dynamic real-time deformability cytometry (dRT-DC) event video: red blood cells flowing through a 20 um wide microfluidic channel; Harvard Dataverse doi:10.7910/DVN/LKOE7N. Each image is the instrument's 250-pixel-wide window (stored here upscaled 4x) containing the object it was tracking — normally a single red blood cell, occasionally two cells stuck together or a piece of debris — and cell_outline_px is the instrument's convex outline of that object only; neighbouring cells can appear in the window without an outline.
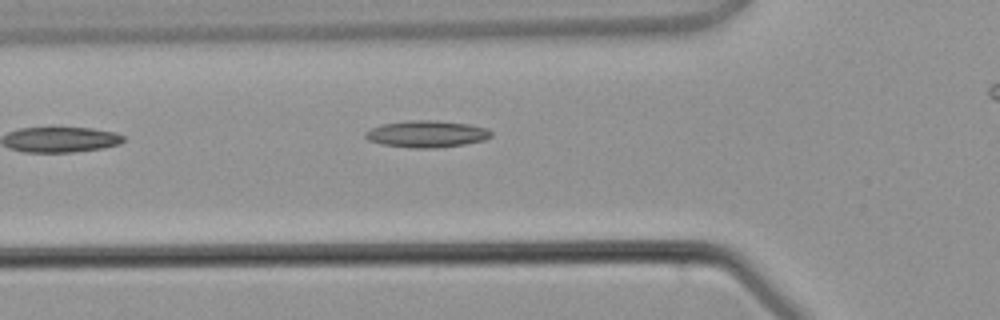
{"species": "common noctule bat (a hibernating species)", "species_latin": "Nyctalus noctula", "temperature_condition": "warm", "stored_images_in_passage": 3, "segment_of_instrument_passage": [1, 2], "camera_frame_rate_fps": 3000, "um_per_image_px": 0.085, "animal": {"sex": "male", "body_mass_g": 21.5, "forearm_length_mm": 52.0}, "frame": {"image": 1, "passage_image": 2, "time_ms": 1.333, "image_size_px": [1000, 320], "cell_outline_px": [[492, 136], [484, 140], [464, 144], [436, 148], [408, 148], [380, 144], [368, 140], [364, 136], [364, 132], [380, 124], [408, 120], [436, 120], [468, 124], [488, 128], [492, 132]], "centroid_in_image_um": [36.24, 11.39], "position_along_channel_um": 89.6, "area_um2": 19.88}}